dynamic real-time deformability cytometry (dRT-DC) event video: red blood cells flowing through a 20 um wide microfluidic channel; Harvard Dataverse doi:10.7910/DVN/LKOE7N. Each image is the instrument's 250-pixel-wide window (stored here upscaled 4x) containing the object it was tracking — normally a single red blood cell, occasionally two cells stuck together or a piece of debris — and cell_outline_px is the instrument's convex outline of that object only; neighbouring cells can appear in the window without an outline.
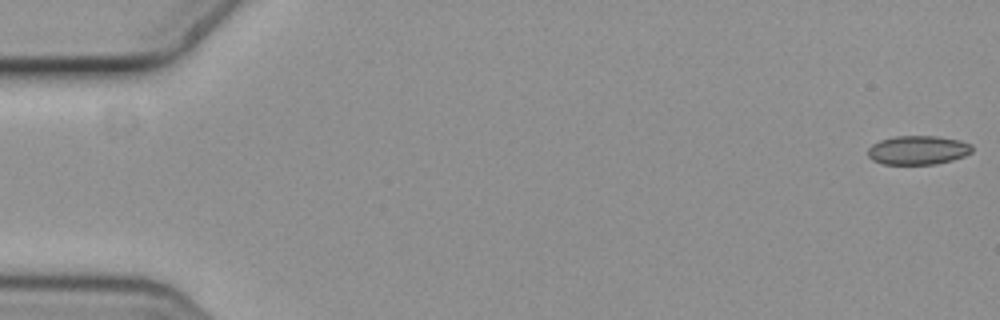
{"species": "common noctule bat (a hibernating species)", "species_latin": "Nyctalus noctula", "temperature_condition": "cold", "stored_images_in_passage": 5, "camera_frame_rate_fps": 3000, "um_per_image_px": 0.085, "animal": {"sex": "female", "body_mass_g": 19.3, "forearm_length_mm": 54.1}, "frame": {"image": 1, "passage_image": 1, "time_ms": 0.0, "image_size_px": [1000, 320], "cell_outline_px": [[972, 152], [964, 156], [952, 160], [936, 164], [884, 164], [872, 160], [868, 156], [868, 148], [872, 144], [880, 140], [896, 136], [936, 136], [960, 140], [972, 144]], "centroid_in_image_um": [78.03, 12.76], "position_along_channel_um": 7.0, "area_um2": 17.63}}
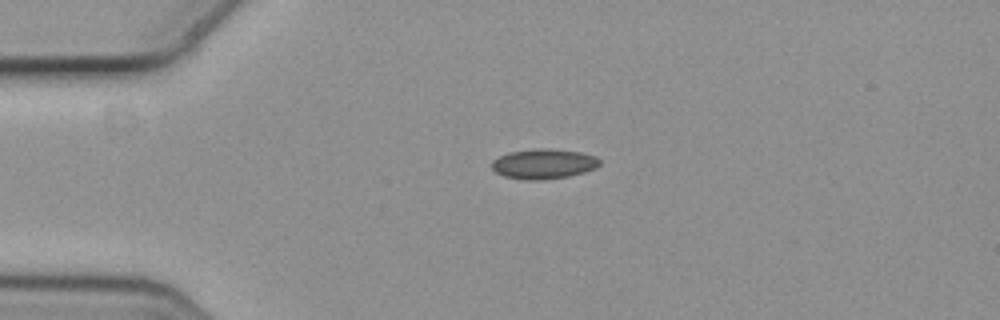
{"frame": {"image": 2, "passage_image": 4, "time_ms": 1.0, "image_size_px": [1000, 320], "cell_outline_px": [[600, 164], [596, 168], [584, 172], [568, 176], [536, 180], [528, 180], [504, 176], [496, 172], [492, 168], [492, 160], [508, 152], [540, 148], [552, 148], [580, 152], [596, 156], [600, 160]], "centroid_in_image_um": [46.22, 13.91], "position_along_channel_um": 38.8, "area_um2": 18.79}}